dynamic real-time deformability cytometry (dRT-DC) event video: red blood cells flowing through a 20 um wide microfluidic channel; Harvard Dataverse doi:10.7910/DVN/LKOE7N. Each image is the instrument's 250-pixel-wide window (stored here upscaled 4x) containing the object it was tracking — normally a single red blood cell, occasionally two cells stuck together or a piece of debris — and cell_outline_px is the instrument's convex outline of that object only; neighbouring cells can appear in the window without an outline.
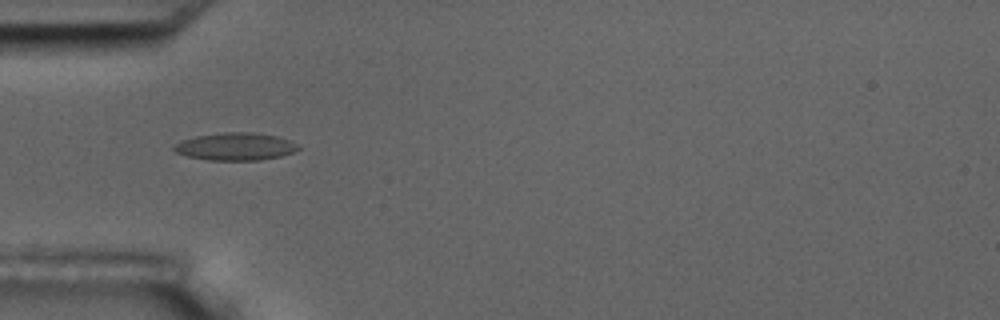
{"species": "common noctule bat (a hibernating species)", "species_latin": "Nyctalus noctula", "temperature_condition": "room temperature", "stored_images_in_passage": 2, "camera_frame_rate_fps": 3000, "um_per_image_px": 0.085, "animal": {"sex": "male", "body_mass_g": 17.5, "forearm_length_mm": 52.3}, "frame": {"image": 1, "passage_image": 1, "time_ms": 0.0, "image_size_px": [1000, 320], "cell_outline_px": [[300, 148], [292, 152], [280, 156], [260, 160], [208, 160], [188, 156], [176, 152], [172, 148], [172, 144], [180, 140], [196, 136], [228, 132], [252, 132], [276, 136], [288, 140], [296, 144]], "centroid_in_image_um": [19.96, 12.45], "position_along_channel_um": 65.0, "area_um2": 19.83}}